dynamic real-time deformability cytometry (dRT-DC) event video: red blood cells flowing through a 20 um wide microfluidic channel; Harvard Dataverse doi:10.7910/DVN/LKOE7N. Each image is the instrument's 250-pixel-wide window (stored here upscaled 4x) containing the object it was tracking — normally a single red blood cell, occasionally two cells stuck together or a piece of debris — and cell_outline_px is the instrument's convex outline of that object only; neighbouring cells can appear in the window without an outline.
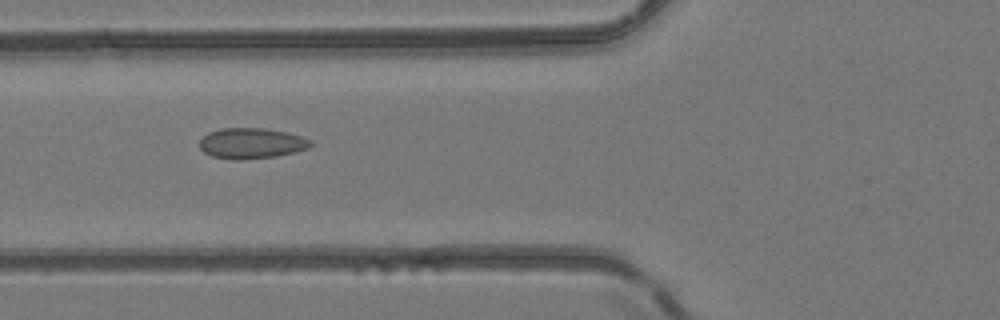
{"species": "common noctule bat (a hibernating species)", "species_latin": "Nyctalus noctula", "temperature_condition": "room temperature", "stored_images_in_passage": 6, "camera_frame_rate_fps": 3000, "um_per_image_px": 0.085, "animal": {"sex": "female", "body_mass_g": 24.6, "forearm_length_mm": 56.2}, "frame": {"image": 1, "passage_image": 3, "time_ms": 0.667, "image_size_px": [1000, 320], "cell_outline_px": [[312, 144], [308, 148], [276, 156], [240, 160], [236, 160], [212, 156], [204, 152], [200, 148], [200, 140], [208, 132], [224, 128], [264, 128], [284, 132], [300, 136], [312, 140]], "centroid_in_image_um": [21.35, 12.18], "position_along_channel_um": 104.4, "area_um2": 19.59}}